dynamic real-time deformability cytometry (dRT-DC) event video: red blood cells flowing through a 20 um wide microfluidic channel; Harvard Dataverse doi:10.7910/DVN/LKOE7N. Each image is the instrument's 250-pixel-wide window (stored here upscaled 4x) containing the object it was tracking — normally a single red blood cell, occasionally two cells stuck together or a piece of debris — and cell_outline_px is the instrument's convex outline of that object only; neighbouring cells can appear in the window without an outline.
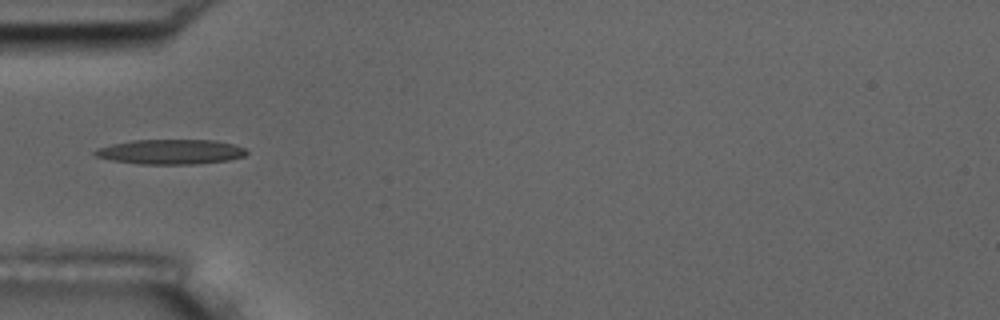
{"species": "common noctule bat (a hibernating species)", "species_latin": "Nyctalus noctula", "temperature_condition": "room temperature", "stored_images_in_passage": 7, "camera_frame_rate_fps": 3000, "um_per_image_px": 0.085, "animal": {"sex": "male", "body_mass_g": 17.5, "forearm_length_mm": 52.3}, "frame": {"image": 1, "passage_image": 7, "time_ms": 6.667, "image_size_px": [1000, 320], "cell_outline_px": [[248, 152], [244, 156], [228, 160], [192, 164], [140, 164], [112, 160], [96, 156], [92, 152], [96, 148], [112, 144], [132, 140], [216, 140], [236, 144], [244, 148]], "centroid_in_image_um": [14.51, 12.89], "position_along_channel_um": 70.5, "area_um2": 21.96}}